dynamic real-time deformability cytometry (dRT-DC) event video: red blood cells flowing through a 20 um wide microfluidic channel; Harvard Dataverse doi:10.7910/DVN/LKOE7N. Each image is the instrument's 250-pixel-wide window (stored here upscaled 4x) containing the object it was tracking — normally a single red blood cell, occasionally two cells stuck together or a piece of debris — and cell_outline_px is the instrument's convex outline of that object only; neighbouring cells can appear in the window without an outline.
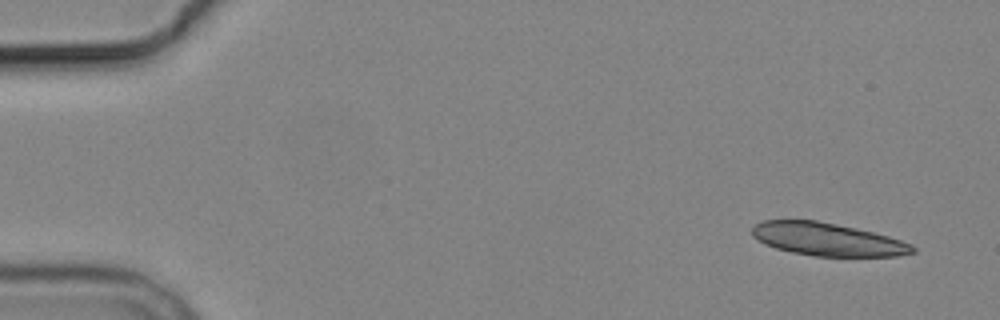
{"species": "common noctule bat (a hibernating species)", "species_latin": "Nyctalus noctula", "temperature_condition": "cold", "stored_images_in_passage": 6, "camera_frame_rate_fps": 3000, "um_per_image_px": 0.085, "animal": {"sex": "male", "body_mass_g": 19.2, "forearm_length_mm": 51.8}, "frame": {"image": 1, "passage_image": 2, "time_ms": 1.0, "image_size_px": [1000, 320], "cell_outline_px": [[916, 252], [900, 256], [812, 256], [792, 252], [776, 248], [764, 244], [752, 236], [752, 228], [756, 224], [764, 220], [816, 220], [856, 228], [888, 236], [912, 244], [916, 248]], "centroid_in_image_um": [70.34, 20.35], "position_along_channel_um": 14.7, "area_um2": 30.75}}